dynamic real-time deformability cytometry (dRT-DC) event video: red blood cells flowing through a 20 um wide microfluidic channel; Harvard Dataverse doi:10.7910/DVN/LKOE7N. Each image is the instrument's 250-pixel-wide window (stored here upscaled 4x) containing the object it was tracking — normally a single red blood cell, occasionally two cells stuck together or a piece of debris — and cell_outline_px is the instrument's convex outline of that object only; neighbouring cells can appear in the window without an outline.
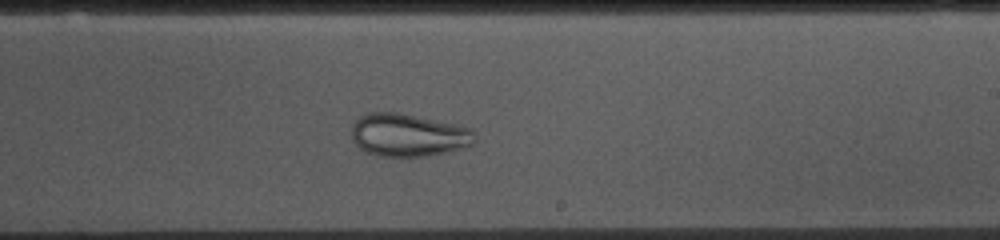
{"species": "common noctule bat (a hibernating species)", "species_latin": "Nyctalus noctula", "temperature_condition": "cold", "stored_images_in_passage": 36, "camera_frame_rate_fps": 3000, "um_per_image_px": 0.085, "animal": {"sex": "female", "body_mass_g": 10.0, "forearm_length_mm": 53.1}, "frame": {"image": 1, "passage_image": 17, "time_ms": 5.333, "image_size_px": [1000, 240], "cell_outline_px": [[476, 140], [472, 144], [444, 152], [428, 156], [380, 156], [364, 152], [352, 140], [352, 124], [360, 116], [368, 112], [396, 112], [456, 124], [472, 128], [476, 132]], "centroid_in_image_um": [34.69, 11.47], "position_along_channel_um": 254.3, "area_um2": 30.75}}
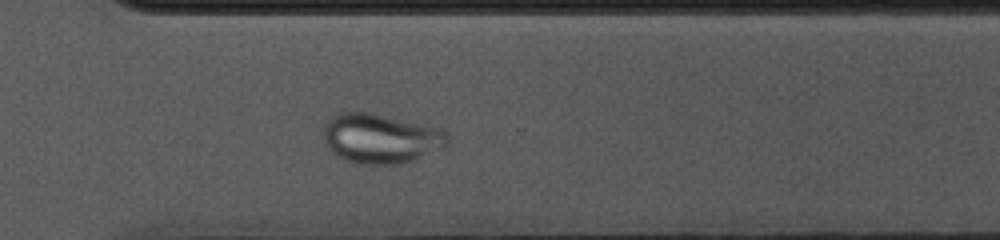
{"frame": {"image": 2, "passage_image": 24, "time_ms": 7.667, "image_size_px": [1000, 240], "cell_outline_px": [[448, 148], [400, 164], [360, 164], [336, 156], [328, 148], [324, 140], [324, 124], [332, 116], [340, 112], [368, 112], [424, 124], [440, 128], [448, 136]], "centroid_in_image_um": [32.38, 11.77], "position_along_channel_um": 338.2, "area_um2": 36.07}}
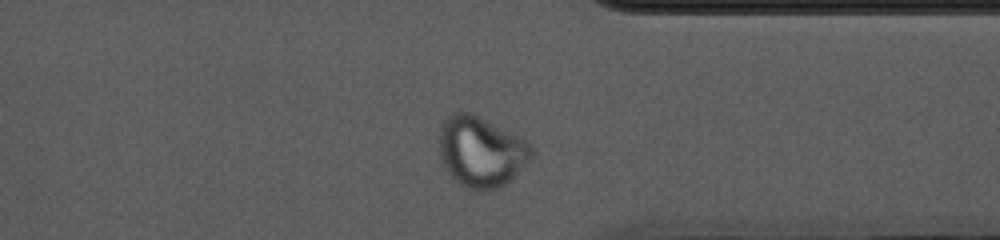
{"frame": {"image": 3, "passage_image": 27, "time_ms": 8.667, "image_size_px": [1000, 240], "cell_outline_px": [[536, 148], [532, 160], [504, 184], [496, 188], [468, 188], [460, 184], [444, 168], [440, 156], [440, 124], [452, 112], [472, 112], [528, 140]], "centroid_in_image_um": [40.93, 12.83], "position_along_channel_um": 370.5, "area_um2": 38.09}}